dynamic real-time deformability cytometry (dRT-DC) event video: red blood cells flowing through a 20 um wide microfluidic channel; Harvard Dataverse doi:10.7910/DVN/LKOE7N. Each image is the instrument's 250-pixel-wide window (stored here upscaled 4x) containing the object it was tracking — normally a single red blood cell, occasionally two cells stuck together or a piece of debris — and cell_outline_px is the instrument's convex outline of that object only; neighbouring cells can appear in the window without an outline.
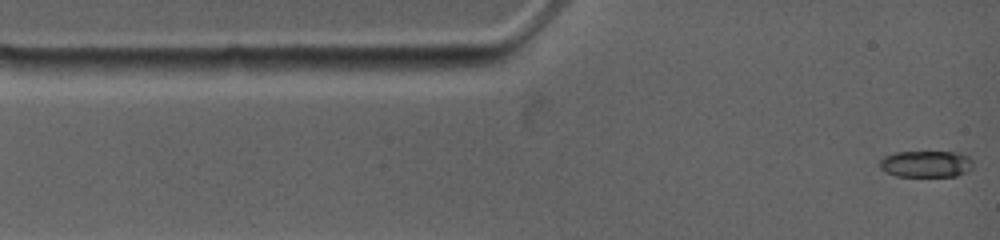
{"species": "common noctule bat (a hibernating species)", "species_latin": "Nyctalus noctula", "temperature_condition": "warm", "stored_images_in_passage": 57, "camera_frame_rate_fps": 4500, "um_per_image_px": 0.085, "animal": {"sex": "female", "body_mass_g": 19.0, "forearm_length_mm": 53.3}, "frame": {"image": 1, "passage_image": 1, "time_ms": 0.0, "image_size_px": [1000, 240], "cell_outline_px": [[972, 168], [956, 176], [896, 176], [880, 168], [880, 160], [884, 156], [896, 152], [956, 152], [968, 156], [972, 160]], "centroid_in_image_um": [78.71, 13.93], "position_along_channel_um": 6.3, "area_um2": 14.33}}
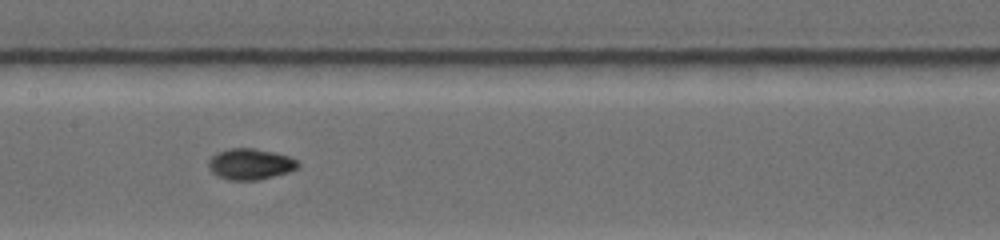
{"frame": {"image": 2, "passage_image": 33, "time_ms": 5.778, "image_size_px": [1000, 240], "cell_outline_px": [[300, 164], [296, 168], [288, 172], [256, 180], [228, 180], [212, 172], [208, 168], [208, 160], [216, 152], [228, 148], [256, 148], [288, 156], [296, 160]], "centroid_in_image_um": [21.23, 13.93], "position_along_channel_um": 186.2, "area_um2": 16.07}}
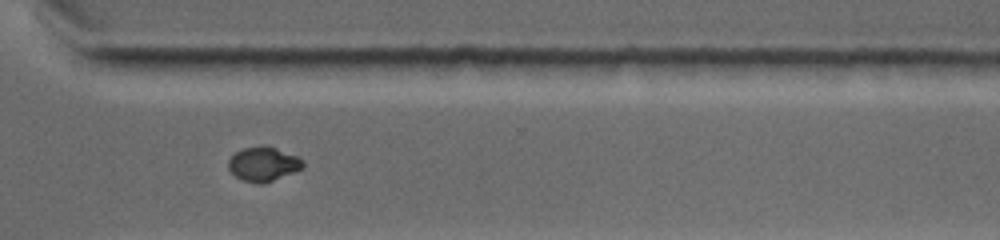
{"frame": {"image": 3, "passage_image": 56, "time_ms": 10.0, "image_size_px": [1000, 240], "cell_outline_px": [[304, 168], [264, 184], [260, 184], [240, 180], [228, 168], [228, 160], [236, 152], [244, 148], [264, 144], [276, 148], [296, 156], [304, 160]], "centroid_in_image_um": [22.39, 13.94], "position_along_channel_um": 348.2, "area_um2": 15.03}}